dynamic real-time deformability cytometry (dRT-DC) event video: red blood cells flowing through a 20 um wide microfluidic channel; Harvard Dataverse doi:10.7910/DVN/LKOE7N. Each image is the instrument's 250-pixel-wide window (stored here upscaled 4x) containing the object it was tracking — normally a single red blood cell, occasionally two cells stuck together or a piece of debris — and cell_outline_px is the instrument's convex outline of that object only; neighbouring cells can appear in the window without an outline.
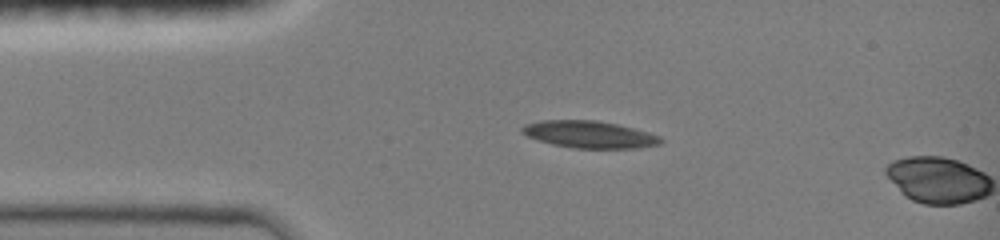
{"species": "common noctule bat (a hibernating species)", "species_latin": "Nyctalus noctula", "temperature_condition": "room temperature", "stored_images_in_passage": 2, "camera_frame_rate_fps": 3000, "um_per_image_px": 0.085, "animal": {"sex": "female", "body_mass_g": 19.0, "forearm_length_mm": 51.5}, "frame": {"image": 1, "passage_image": 1, "time_ms": 0.0, "image_size_px": [1000, 240], "cell_outline_px": [[664, 140], [660, 144], [636, 148], [572, 148], [552, 144], [528, 136], [520, 132], [520, 128], [524, 124], [540, 120], [596, 120], [616, 124], [648, 132], [660, 136]], "centroid_in_image_um": [50.08, 11.42], "position_along_channel_um": 34.9, "area_um2": 21.85}}